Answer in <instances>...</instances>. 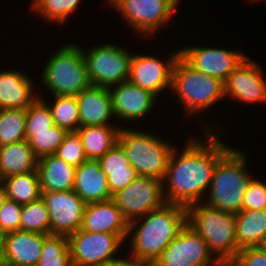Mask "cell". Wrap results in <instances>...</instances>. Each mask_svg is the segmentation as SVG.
Listing matches in <instances>:
<instances>
[{
  "instance_id": "1",
  "label": "cell",
  "mask_w": 266,
  "mask_h": 266,
  "mask_svg": "<svg viewBox=\"0 0 266 266\" xmlns=\"http://www.w3.org/2000/svg\"><path fill=\"white\" fill-rule=\"evenodd\" d=\"M202 126L203 142L201 138L190 135L181 151L176 146L172 150L163 179L167 203L187 208L203 202L202 196L209 190L217 163L231 149L222 142L217 132H213L212 127L208 128L207 124Z\"/></svg>"
},
{
  "instance_id": "2",
  "label": "cell",
  "mask_w": 266,
  "mask_h": 266,
  "mask_svg": "<svg viewBox=\"0 0 266 266\" xmlns=\"http://www.w3.org/2000/svg\"><path fill=\"white\" fill-rule=\"evenodd\" d=\"M186 224V207L170 203L133 219L126 238L130 255L154 263Z\"/></svg>"
},
{
  "instance_id": "3",
  "label": "cell",
  "mask_w": 266,
  "mask_h": 266,
  "mask_svg": "<svg viewBox=\"0 0 266 266\" xmlns=\"http://www.w3.org/2000/svg\"><path fill=\"white\" fill-rule=\"evenodd\" d=\"M186 210L187 224L206 241L213 256L228 266L240 250L236 242L235 214L203 202L190 205Z\"/></svg>"
},
{
  "instance_id": "4",
  "label": "cell",
  "mask_w": 266,
  "mask_h": 266,
  "mask_svg": "<svg viewBox=\"0 0 266 266\" xmlns=\"http://www.w3.org/2000/svg\"><path fill=\"white\" fill-rule=\"evenodd\" d=\"M245 153L231 148L219 160L209 187V199H202L204 204L233 214L242 210L245 191L253 177L246 167Z\"/></svg>"
},
{
  "instance_id": "5",
  "label": "cell",
  "mask_w": 266,
  "mask_h": 266,
  "mask_svg": "<svg viewBox=\"0 0 266 266\" xmlns=\"http://www.w3.org/2000/svg\"><path fill=\"white\" fill-rule=\"evenodd\" d=\"M171 92L179 98L187 118L191 115L200 118L201 112L225 98L221 80L198 71L181 55L173 67Z\"/></svg>"
},
{
  "instance_id": "6",
  "label": "cell",
  "mask_w": 266,
  "mask_h": 266,
  "mask_svg": "<svg viewBox=\"0 0 266 266\" xmlns=\"http://www.w3.org/2000/svg\"><path fill=\"white\" fill-rule=\"evenodd\" d=\"M117 143L123 148L138 176L163 181L175 145L153 133L127 127L120 128Z\"/></svg>"
},
{
  "instance_id": "7",
  "label": "cell",
  "mask_w": 266,
  "mask_h": 266,
  "mask_svg": "<svg viewBox=\"0 0 266 266\" xmlns=\"http://www.w3.org/2000/svg\"><path fill=\"white\" fill-rule=\"evenodd\" d=\"M41 81L54 96H76L90 83L83 49L75 44H65L46 62Z\"/></svg>"
},
{
  "instance_id": "8",
  "label": "cell",
  "mask_w": 266,
  "mask_h": 266,
  "mask_svg": "<svg viewBox=\"0 0 266 266\" xmlns=\"http://www.w3.org/2000/svg\"><path fill=\"white\" fill-rule=\"evenodd\" d=\"M111 8L124 18L139 36H154L156 31L172 20L179 0H108ZM171 17V18H170ZM170 19V20H169Z\"/></svg>"
},
{
  "instance_id": "9",
  "label": "cell",
  "mask_w": 266,
  "mask_h": 266,
  "mask_svg": "<svg viewBox=\"0 0 266 266\" xmlns=\"http://www.w3.org/2000/svg\"><path fill=\"white\" fill-rule=\"evenodd\" d=\"M83 56L92 85L109 89L128 81L132 54L127 48L106 43L83 50Z\"/></svg>"
},
{
  "instance_id": "10",
  "label": "cell",
  "mask_w": 266,
  "mask_h": 266,
  "mask_svg": "<svg viewBox=\"0 0 266 266\" xmlns=\"http://www.w3.org/2000/svg\"><path fill=\"white\" fill-rule=\"evenodd\" d=\"M67 238L72 266H105L119 257L118 250L126 243L116 234L81 229Z\"/></svg>"
},
{
  "instance_id": "11",
  "label": "cell",
  "mask_w": 266,
  "mask_h": 266,
  "mask_svg": "<svg viewBox=\"0 0 266 266\" xmlns=\"http://www.w3.org/2000/svg\"><path fill=\"white\" fill-rule=\"evenodd\" d=\"M112 200L128 222L145 216L167 203L163 181L144 176L136 177L127 187L114 193Z\"/></svg>"
},
{
  "instance_id": "12",
  "label": "cell",
  "mask_w": 266,
  "mask_h": 266,
  "mask_svg": "<svg viewBox=\"0 0 266 266\" xmlns=\"http://www.w3.org/2000/svg\"><path fill=\"white\" fill-rule=\"evenodd\" d=\"M155 266H223L210 252L206 241L186 224L162 251Z\"/></svg>"
},
{
  "instance_id": "13",
  "label": "cell",
  "mask_w": 266,
  "mask_h": 266,
  "mask_svg": "<svg viewBox=\"0 0 266 266\" xmlns=\"http://www.w3.org/2000/svg\"><path fill=\"white\" fill-rule=\"evenodd\" d=\"M179 55L180 50H176L163 62L156 56L132 53L128 80L157 97L163 90H171L172 71Z\"/></svg>"
},
{
  "instance_id": "14",
  "label": "cell",
  "mask_w": 266,
  "mask_h": 266,
  "mask_svg": "<svg viewBox=\"0 0 266 266\" xmlns=\"http://www.w3.org/2000/svg\"><path fill=\"white\" fill-rule=\"evenodd\" d=\"M49 211L50 234L69 236L81 229L86 203L70 191L41 193Z\"/></svg>"
},
{
  "instance_id": "15",
  "label": "cell",
  "mask_w": 266,
  "mask_h": 266,
  "mask_svg": "<svg viewBox=\"0 0 266 266\" xmlns=\"http://www.w3.org/2000/svg\"><path fill=\"white\" fill-rule=\"evenodd\" d=\"M180 55L195 69L218 78L222 82L236 69L246 57L242 51L218 47L184 46Z\"/></svg>"
},
{
  "instance_id": "16",
  "label": "cell",
  "mask_w": 266,
  "mask_h": 266,
  "mask_svg": "<svg viewBox=\"0 0 266 266\" xmlns=\"http://www.w3.org/2000/svg\"><path fill=\"white\" fill-rule=\"evenodd\" d=\"M261 66L246 56L223 82L224 96L241 103H266V82Z\"/></svg>"
},
{
  "instance_id": "17",
  "label": "cell",
  "mask_w": 266,
  "mask_h": 266,
  "mask_svg": "<svg viewBox=\"0 0 266 266\" xmlns=\"http://www.w3.org/2000/svg\"><path fill=\"white\" fill-rule=\"evenodd\" d=\"M115 118L131 122L151 113L156 104V96L129 80L109 88ZM151 111V112H150Z\"/></svg>"
},
{
  "instance_id": "18",
  "label": "cell",
  "mask_w": 266,
  "mask_h": 266,
  "mask_svg": "<svg viewBox=\"0 0 266 266\" xmlns=\"http://www.w3.org/2000/svg\"><path fill=\"white\" fill-rule=\"evenodd\" d=\"M128 226L129 222L112 199L85 205L81 230L116 234L125 242Z\"/></svg>"
},
{
  "instance_id": "19",
  "label": "cell",
  "mask_w": 266,
  "mask_h": 266,
  "mask_svg": "<svg viewBox=\"0 0 266 266\" xmlns=\"http://www.w3.org/2000/svg\"><path fill=\"white\" fill-rule=\"evenodd\" d=\"M81 126H117L109 120L115 117L108 88L91 85L76 95ZM114 115V116H113Z\"/></svg>"
},
{
  "instance_id": "20",
  "label": "cell",
  "mask_w": 266,
  "mask_h": 266,
  "mask_svg": "<svg viewBox=\"0 0 266 266\" xmlns=\"http://www.w3.org/2000/svg\"><path fill=\"white\" fill-rule=\"evenodd\" d=\"M32 76L19 70L0 72V110L27 109L39 96L34 91Z\"/></svg>"
},
{
  "instance_id": "21",
  "label": "cell",
  "mask_w": 266,
  "mask_h": 266,
  "mask_svg": "<svg viewBox=\"0 0 266 266\" xmlns=\"http://www.w3.org/2000/svg\"><path fill=\"white\" fill-rule=\"evenodd\" d=\"M46 236L23 230L6 234L3 266H37Z\"/></svg>"
},
{
  "instance_id": "22",
  "label": "cell",
  "mask_w": 266,
  "mask_h": 266,
  "mask_svg": "<svg viewBox=\"0 0 266 266\" xmlns=\"http://www.w3.org/2000/svg\"><path fill=\"white\" fill-rule=\"evenodd\" d=\"M73 190L86 204L107 201L113 196L98 160L92 159L76 168Z\"/></svg>"
},
{
  "instance_id": "23",
  "label": "cell",
  "mask_w": 266,
  "mask_h": 266,
  "mask_svg": "<svg viewBox=\"0 0 266 266\" xmlns=\"http://www.w3.org/2000/svg\"><path fill=\"white\" fill-rule=\"evenodd\" d=\"M75 170L55 154L39 158L37 172L41 193L73 190Z\"/></svg>"
},
{
  "instance_id": "24",
  "label": "cell",
  "mask_w": 266,
  "mask_h": 266,
  "mask_svg": "<svg viewBox=\"0 0 266 266\" xmlns=\"http://www.w3.org/2000/svg\"><path fill=\"white\" fill-rule=\"evenodd\" d=\"M102 172L106 175L108 186L113 195L127 187L136 177L123 148L117 143L98 159Z\"/></svg>"
},
{
  "instance_id": "25",
  "label": "cell",
  "mask_w": 266,
  "mask_h": 266,
  "mask_svg": "<svg viewBox=\"0 0 266 266\" xmlns=\"http://www.w3.org/2000/svg\"><path fill=\"white\" fill-rule=\"evenodd\" d=\"M37 163L38 158L26 140L0 147L1 180L12 175L35 171Z\"/></svg>"
},
{
  "instance_id": "26",
  "label": "cell",
  "mask_w": 266,
  "mask_h": 266,
  "mask_svg": "<svg viewBox=\"0 0 266 266\" xmlns=\"http://www.w3.org/2000/svg\"><path fill=\"white\" fill-rule=\"evenodd\" d=\"M235 223L239 249L260 246L266 234V209L241 210L235 214Z\"/></svg>"
},
{
  "instance_id": "27",
  "label": "cell",
  "mask_w": 266,
  "mask_h": 266,
  "mask_svg": "<svg viewBox=\"0 0 266 266\" xmlns=\"http://www.w3.org/2000/svg\"><path fill=\"white\" fill-rule=\"evenodd\" d=\"M120 126H81L77 132L82 138L87 159L98 160L117 144Z\"/></svg>"
},
{
  "instance_id": "28",
  "label": "cell",
  "mask_w": 266,
  "mask_h": 266,
  "mask_svg": "<svg viewBox=\"0 0 266 266\" xmlns=\"http://www.w3.org/2000/svg\"><path fill=\"white\" fill-rule=\"evenodd\" d=\"M7 199L21 205L36 201L41 197L37 169L27 173L12 175L2 179Z\"/></svg>"
},
{
  "instance_id": "29",
  "label": "cell",
  "mask_w": 266,
  "mask_h": 266,
  "mask_svg": "<svg viewBox=\"0 0 266 266\" xmlns=\"http://www.w3.org/2000/svg\"><path fill=\"white\" fill-rule=\"evenodd\" d=\"M38 97L49 105L55 125L65 129L67 132H76L78 130L80 127V115L76 96H53L54 101L51 106L41 95Z\"/></svg>"
},
{
  "instance_id": "30",
  "label": "cell",
  "mask_w": 266,
  "mask_h": 266,
  "mask_svg": "<svg viewBox=\"0 0 266 266\" xmlns=\"http://www.w3.org/2000/svg\"><path fill=\"white\" fill-rule=\"evenodd\" d=\"M80 3L81 0H32L30 7L46 22L56 23L57 26L65 24L70 15L79 9Z\"/></svg>"
},
{
  "instance_id": "31",
  "label": "cell",
  "mask_w": 266,
  "mask_h": 266,
  "mask_svg": "<svg viewBox=\"0 0 266 266\" xmlns=\"http://www.w3.org/2000/svg\"><path fill=\"white\" fill-rule=\"evenodd\" d=\"M26 109L0 110V147L25 140Z\"/></svg>"
},
{
  "instance_id": "32",
  "label": "cell",
  "mask_w": 266,
  "mask_h": 266,
  "mask_svg": "<svg viewBox=\"0 0 266 266\" xmlns=\"http://www.w3.org/2000/svg\"><path fill=\"white\" fill-rule=\"evenodd\" d=\"M37 266H72L67 236L47 235Z\"/></svg>"
},
{
  "instance_id": "33",
  "label": "cell",
  "mask_w": 266,
  "mask_h": 266,
  "mask_svg": "<svg viewBox=\"0 0 266 266\" xmlns=\"http://www.w3.org/2000/svg\"><path fill=\"white\" fill-rule=\"evenodd\" d=\"M20 230L50 234L49 211L42 197L22 205Z\"/></svg>"
},
{
  "instance_id": "34",
  "label": "cell",
  "mask_w": 266,
  "mask_h": 266,
  "mask_svg": "<svg viewBox=\"0 0 266 266\" xmlns=\"http://www.w3.org/2000/svg\"><path fill=\"white\" fill-rule=\"evenodd\" d=\"M67 133L65 129L54 125L50 131L25 133V140L29 142L35 156L39 159L55 154Z\"/></svg>"
},
{
  "instance_id": "35",
  "label": "cell",
  "mask_w": 266,
  "mask_h": 266,
  "mask_svg": "<svg viewBox=\"0 0 266 266\" xmlns=\"http://www.w3.org/2000/svg\"><path fill=\"white\" fill-rule=\"evenodd\" d=\"M54 125L49 105L42 98L38 97L26 109L25 133L50 131V128Z\"/></svg>"
},
{
  "instance_id": "36",
  "label": "cell",
  "mask_w": 266,
  "mask_h": 266,
  "mask_svg": "<svg viewBox=\"0 0 266 266\" xmlns=\"http://www.w3.org/2000/svg\"><path fill=\"white\" fill-rule=\"evenodd\" d=\"M55 155L75 168L85 162L87 157L79 133L77 131L68 132L64 137L63 143L58 147Z\"/></svg>"
},
{
  "instance_id": "37",
  "label": "cell",
  "mask_w": 266,
  "mask_h": 266,
  "mask_svg": "<svg viewBox=\"0 0 266 266\" xmlns=\"http://www.w3.org/2000/svg\"><path fill=\"white\" fill-rule=\"evenodd\" d=\"M259 179L250 180L242 202V210L266 209V182Z\"/></svg>"
},
{
  "instance_id": "38",
  "label": "cell",
  "mask_w": 266,
  "mask_h": 266,
  "mask_svg": "<svg viewBox=\"0 0 266 266\" xmlns=\"http://www.w3.org/2000/svg\"><path fill=\"white\" fill-rule=\"evenodd\" d=\"M22 205L7 199L0 209V229L5 233L20 230Z\"/></svg>"
},
{
  "instance_id": "39",
  "label": "cell",
  "mask_w": 266,
  "mask_h": 266,
  "mask_svg": "<svg viewBox=\"0 0 266 266\" xmlns=\"http://www.w3.org/2000/svg\"><path fill=\"white\" fill-rule=\"evenodd\" d=\"M228 266H266V250L260 246L242 248Z\"/></svg>"
},
{
  "instance_id": "40",
  "label": "cell",
  "mask_w": 266,
  "mask_h": 266,
  "mask_svg": "<svg viewBox=\"0 0 266 266\" xmlns=\"http://www.w3.org/2000/svg\"><path fill=\"white\" fill-rule=\"evenodd\" d=\"M129 257L130 258L117 257L115 259L110 260L105 266H155L153 262L141 260L137 257L130 255Z\"/></svg>"
},
{
  "instance_id": "41",
  "label": "cell",
  "mask_w": 266,
  "mask_h": 266,
  "mask_svg": "<svg viewBox=\"0 0 266 266\" xmlns=\"http://www.w3.org/2000/svg\"><path fill=\"white\" fill-rule=\"evenodd\" d=\"M5 236L6 234L0 229V266L4 263Z\"/></svg>"
},
{
  "instance_id": "42",
  "label": "cell",
  "mask_w": 266,
  "mask_h": 266,
  "mask_svg": "<svg viewBox=\"0 0 266 266\" xmlns=\"http://www.w3.org/2000/svg\"><path fill=\"white\" fill-rule=\"evenodd\" d=\"M7 200L6 192L3 186H0V209L4 205V202Z\"/></svg>"
},
{
  "instance_id": "43",
  "label": "cell",
  "mask_w": 266,
  "mask_h": 266,
  "mask_svg": "<svg viewBox=\"0 0 266 266\" xmlns=\"http://www.w3.org/2000/svg\"><path fill=\"white\" fill-rule=\"evenodd\" d=\"M260 247L264 250H266V234H265V237H264V240L262 241V243L260 244Z\"/></svg>"
}]
</instances>
